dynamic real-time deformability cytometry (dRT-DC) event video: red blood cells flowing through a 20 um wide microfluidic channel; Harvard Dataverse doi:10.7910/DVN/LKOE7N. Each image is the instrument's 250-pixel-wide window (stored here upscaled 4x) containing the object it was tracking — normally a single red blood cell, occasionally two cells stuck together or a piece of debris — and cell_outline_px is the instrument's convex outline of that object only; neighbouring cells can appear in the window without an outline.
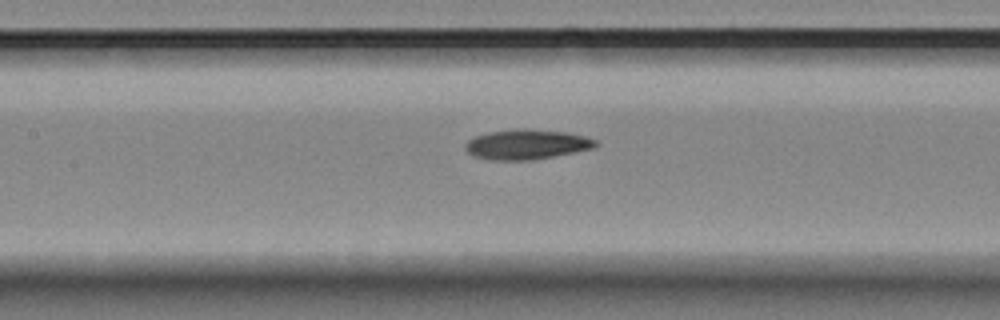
{"species": "Egyptian fruit bat (a non-hibernating species)", "species_latin": "Rousettus aegyptiacus", "temperature_condition": "room temperature", "stored_images_in_passage": 6, "segment_of_instrument_passage": [2, 2], "camera_frame_rate_fps": 3000, "um_per_image_px": 0.085, "animal": {"sex": "female"}, "frame": {"image": 1, "passage_image": 6, "time_ms": 1.667, "image_size_px": [1000, 320], "cell_outline_px": [[600, 144], [592, 148], [552, 156], [528, 160], [492, 160], [472, 156], [464, 148], [464, 144], [468, 140], [476, 136], [488, 132], [516, 128], [528, 128], [564, 132], [584, 136], [596, 140]], "centroid_in_image_um": [44.72, 12.26], "position_along_channel_um": 162.7, "area_um2": 22.66}}